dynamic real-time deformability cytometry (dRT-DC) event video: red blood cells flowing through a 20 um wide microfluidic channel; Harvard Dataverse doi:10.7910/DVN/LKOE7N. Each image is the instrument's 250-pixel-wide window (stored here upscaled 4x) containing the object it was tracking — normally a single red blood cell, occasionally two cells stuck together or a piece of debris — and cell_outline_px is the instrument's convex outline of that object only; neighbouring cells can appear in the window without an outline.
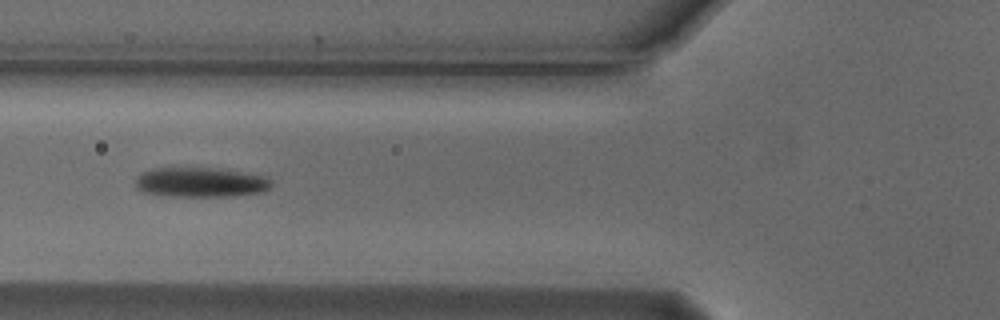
{"species": "Egyptian fruit bat (a non-hibernating species)", "species_latin": "Rousettus aegyptiacus", "temperature_condition": "cold", "stored_images_in_passage": 21, "camera_frame_rate_fps": 3000, "um_per_image_px": 0.085, "animal": {"sex": "male"}, "frame": {"image": 1, "passage_image": 7, "time_ms": 2.0, "image_size_px": [1000, 320], "cell_outline_px": [[272, 184], [264, 192], [232, 196], [168, 196], [144, 192], [136, 188], [136, 176], [152, 168], [216, 168], [264, 176], [272, 180]], "centroid_in_image_um": [17.04, 15.5], "position_along_channel_um": 108.8, "area_um2": 23.47}}